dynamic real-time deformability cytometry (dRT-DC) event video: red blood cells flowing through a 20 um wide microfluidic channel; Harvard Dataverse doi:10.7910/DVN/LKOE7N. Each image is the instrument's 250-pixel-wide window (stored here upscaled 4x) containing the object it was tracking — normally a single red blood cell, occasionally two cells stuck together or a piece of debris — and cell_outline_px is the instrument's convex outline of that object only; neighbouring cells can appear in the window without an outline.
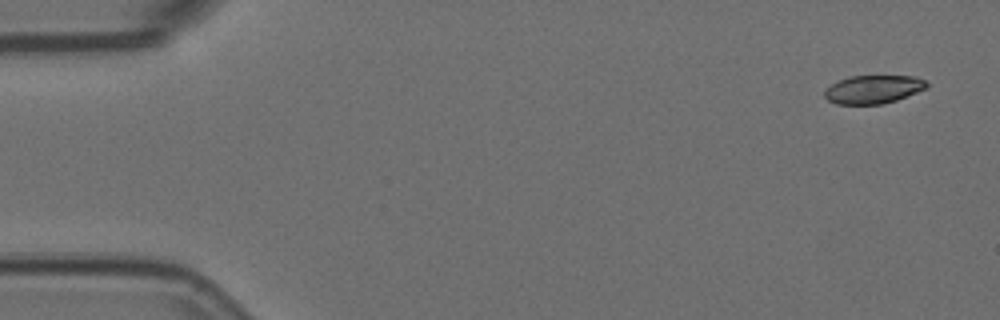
{"species": "Egyptian fruit bat (a non-hibernating species)", "species_latin": "Rousettus aegyptiacus", "temperature_condition": "room temperature", "stored_images_in_passage": 6, "camera_frame_rate_fps": 3000, "um_per_image_px": 0.085, "animal": {"sex": "female"}, "frame": {"image": 1, "passage_image": 1, "time_ms": 0.0, "image_size_px": [1000, 320], "cell_outline_px": [[928, 88], [896, 100], [880, 104], [836, 104], [828, 100], [824, 96], [824, 92], [832, 84], [848, 76], [916, 76], [924, 80], [928, 84]], "centroid_in_image_um": [74.24, 7.59], "position_along_channel_um": 10.8, "area_um2": 16.76}}
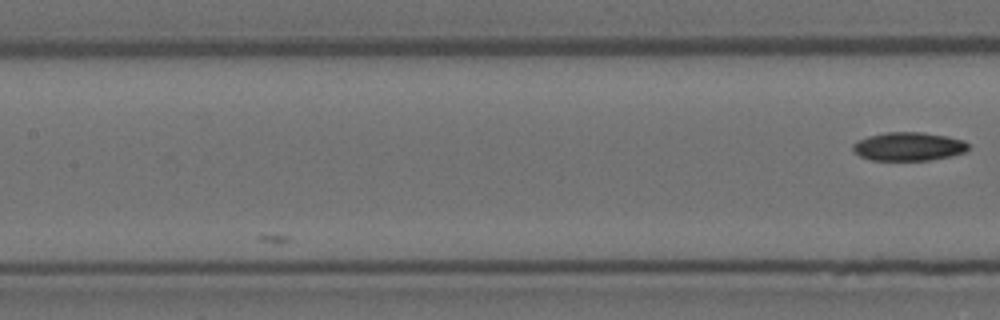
{"frame": {"image": 2, "passage_image": 6, "time_ms": 1.667, "image_size_px": [1000, 320], "cell_outline_px": [[972, 148], [964, 152], [952, 156], [928, 160], [872, 160], [860, 156], [852, 148], [852, 144], [868, 136], [888, 132], [920, 132], [948, 136], [964, 140]], "centroid_in_image_um": [77.28, 12.45], "position_along_channel_um": 130.1, "area_um2": 19.19}}